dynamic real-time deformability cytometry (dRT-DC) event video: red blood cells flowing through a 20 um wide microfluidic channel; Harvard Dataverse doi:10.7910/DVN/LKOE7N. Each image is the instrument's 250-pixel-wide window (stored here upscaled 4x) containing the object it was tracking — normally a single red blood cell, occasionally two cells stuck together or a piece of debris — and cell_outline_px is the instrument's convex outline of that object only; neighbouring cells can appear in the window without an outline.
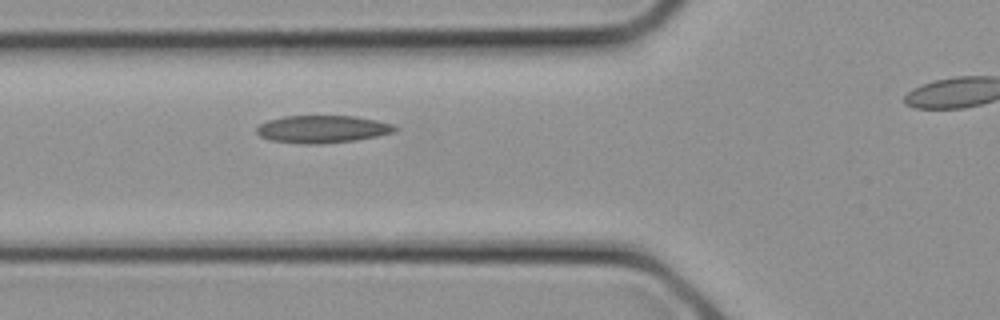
{"species": "common noctule bat (a hibernating species)", "species_latin": "Nyctalus noctula", "temperature_condition": "cold", "stored_images_in_passage": 6, "segment_of_instrument_passage": [1, 2], "camera_frame_rate_fps": 3000, "um_per_image_px": 0.085, "animal": {"sex": "female", "body_mass_g": 21.9}, "frame": {"image": 1, "passage_image": 5, "time_ms": 1.333, "image_size_px": [1000, 320], "cell_outline_px": [[400, 128], [392, 132], [376, 136], [356, 140], [320, 144], [300, 144], [272, 140], [260, 136], [256, 132], [256, 128], [260, 124], [268, 120], [284, 116], [356, 116], [376, 120], [392, 124]], "centroid_in_image_um": [27.39, 10.97], "position_along_channel_um": 98.4, "area_um2": 22.14}}